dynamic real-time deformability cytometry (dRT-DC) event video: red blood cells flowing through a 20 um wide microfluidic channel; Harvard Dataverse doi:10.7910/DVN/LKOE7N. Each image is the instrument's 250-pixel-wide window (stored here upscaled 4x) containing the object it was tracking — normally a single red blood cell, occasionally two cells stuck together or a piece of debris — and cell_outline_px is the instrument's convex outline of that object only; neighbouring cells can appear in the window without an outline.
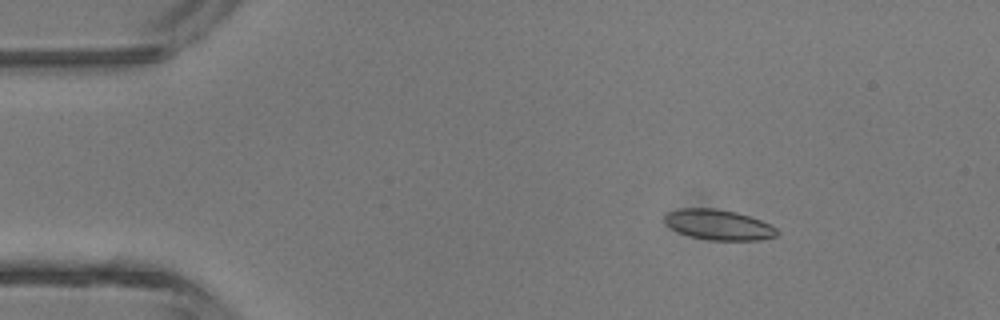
{"species": "common noctule bat (a hibernating species)", "species_latin": "Nyctalus noctula", "temperature_condition": "room temperature", "stored_images_in_passage": 4, "camera_frame_rate_fps": 3000, "um_per_image_px": 0.085, "animal": {"sex": "male", "body_mass_g": 13.3}, "frame": {"image": 1, "passage_image": 2, "time_ms": 1.0, "image_size_px": [1000, 320], "cell_outline_px": [[780, 232], [776, 236], [760, 240], [708, 240], [692, 236], [680, 232], [672, 228], [664, 220], [664, 216], [668, 212], [680, 208], [716, 208], [736, 212], [760, 220], [776, 228]], "centroid_in_image_um": [61.09, 19.1], "position_along_channel_um": 23.9, "area_um2": 19.65}}
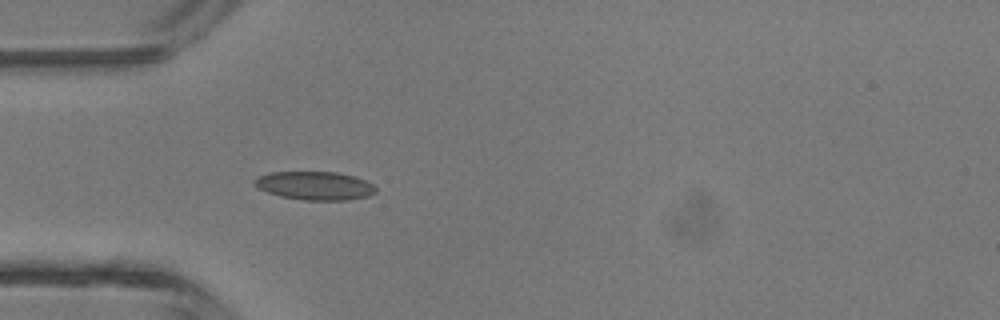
{"frame": {"image": 2, "passage_image": 4, "time_ms": 3.333, "image_size_px": [1000, 320], "cell_outline_px": [[376, 192], [368, 196], [348, 200], [304, 200], [280, 196], [256, 188], [252, 184], [252, 180], [268, 172], [336, 172], [352, 176], [364, 180], [372, 184], [376, 188]], "centroid_in_image_um": [26.71, 15.78], "position_along_channel_um": 58.3, "area_um2": 20.11}}